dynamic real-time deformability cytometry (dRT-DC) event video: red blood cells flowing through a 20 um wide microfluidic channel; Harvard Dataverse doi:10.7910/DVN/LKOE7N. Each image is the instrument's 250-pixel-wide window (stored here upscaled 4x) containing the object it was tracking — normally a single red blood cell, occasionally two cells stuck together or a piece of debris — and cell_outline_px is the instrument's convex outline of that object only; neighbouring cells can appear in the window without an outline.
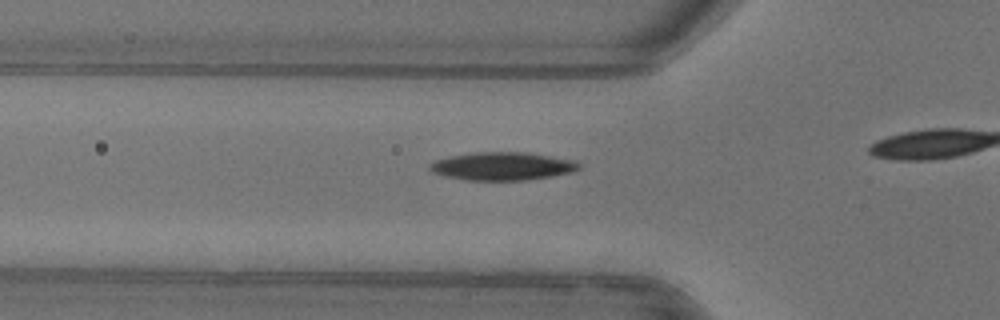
{"species": "common noctule bat (a hibernating species)", "species_latin": "Nyctalus noctula", "temperature_condition": "warm", "stored_images_in_passage": 17, "camera_frame_rate_fps": 3000, "um_per_image_px": 0.085, "animal": {"sex": "female"}, "frame": {"image": 1, "passage_image": 12, "time_ms": 3.667, "image_size_px": [1000, 320], "cell_outline_px": [[580, 168], [572, 172], [524, 180], [464, 180], [444, 176], [432, 172], [428, 168], [428, 164], [436, 160], [452, 156], [476, 152], [524, 152], [576, 160], [580, 164]], "centroid_in_image_um": [42.68, 14.12], "position_along_channel_um": 83.1, "area_um2": 24.28}}